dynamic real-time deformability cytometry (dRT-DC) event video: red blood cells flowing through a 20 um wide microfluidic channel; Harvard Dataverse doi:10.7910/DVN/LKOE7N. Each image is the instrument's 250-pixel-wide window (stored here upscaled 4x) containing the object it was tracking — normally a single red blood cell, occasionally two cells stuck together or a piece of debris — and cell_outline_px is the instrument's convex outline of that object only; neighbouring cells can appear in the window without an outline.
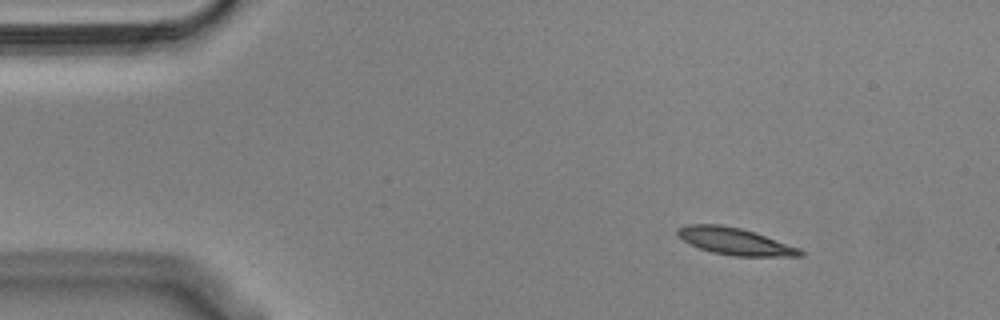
{"species": "Egyptian fruit bat (a non-hibernating species)", "species_latin": "Rousettus aegyptiacus", "temperature_condition": "cold", "stored_images_in_passage": 49, "segment_of_instrument_passage": [1, 2], "camera_frame_rate_fps": 3000, "um_per_image_px": 0.085, "animal": {"sex": "male"}, "frame": {"image": 1, "passage_image": 1, "time_ms": 0.0, "image_size_px": [1000, 320], "cell_outline_px": [[804, 256], [732, 256], [712, 252], [700, 248], [676, 236], [676, 228], [688, 224], [720, 224], [740, 228], [800, 248], [804, 252]], "centroid_in_image_um": [62.43, 20.51], "position_along_channel_um": 22.6, "area_um2": 19.07}}
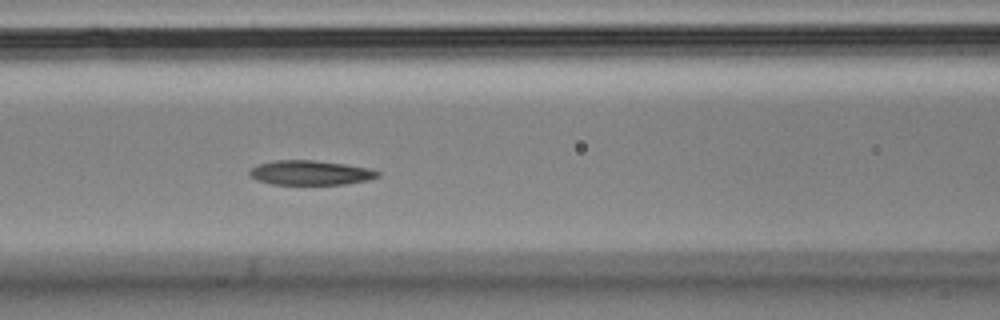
{"frame": {"image": 2, "passage_image": 17, "time_ms": 5.333, "image_size_px": [1000, 320], "cell_outline_px": [[380, 176], [368, 180], [344, 184], [272, 184], [256, 180], [248, 176], [248, 172], [252, 168], [260, 164], [272, 160], [312, 160], [344, 164], [368, 168], [380, 172]], "centroid_in_image_um": [26.35, 14.68], "position_along_channel_um": 140.2, "area_um2": 18.26}}
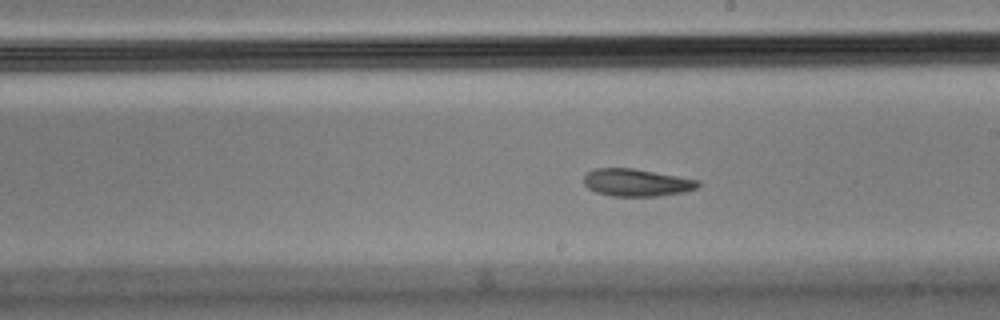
{"frame": {"image": 3, "passage_image": 25, "time_ms": 8.0, "image_size_px": [1000, 320], "cell_outline_px": [[700, 184], [696, 188], [684, 192], [656, 196], [612, 196], [596, 192], [588, 188], [584, 184], [584, 176], [588, 172], [596, 168], [632, 168], [700, 180]], "centroid_in_image_um": [54.1, 15.52], "position_along_channel_um": 234.9, "area_um2": 18.15}}